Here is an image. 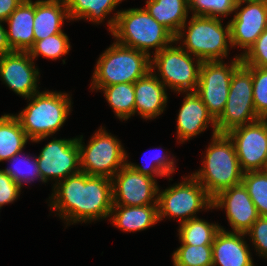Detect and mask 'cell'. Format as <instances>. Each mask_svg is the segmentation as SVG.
Wrapping results in <instances>:
<instances>
[{"label": "cell", "mask_w": 267, "mask_h": 266, "mask_svg": "<svg viewBox=\"0 0 267 266\" xmlns=\"http://www.w3.org/2000/svg\"><path fill=\"white\" fill-rule=\"evenodd\" d=\"M184 95L176 120L177 141L183 144L192 137H197L210 125L213 129L212 136L218 134L216 120L196 92H185Z\"/></svg>", "instance_id": "obj_18"}, {"label": "cell", "mask_w": 267, "mask_h": 266, "mask_svg": "<svg viewBox=\"0 0 267 266\" xmlns=\"http://www.w3.org/2000/svg\"><path fill=\"white\" fill-rule=\"evenodd\" d=\"M234 13L229 21L231 44L233 48L243 49L238 54L241 56L267 28V2L236 5Z\"/></svg>", "instance_id": "obj_16"}, {"label": "cell", "mask_w": 267, "mask_h": 266, "mask_svg": "<svg viewBox=\"0 0 267 266\" xmlns=\"http://www.w3.org/2000/svg\"><path fill=\"white\" fill-rule=\"evenodd\" d=\"M66 19L70 20L65 0H36L33 27L35 41L61 33Z\"/></svg>", "instance_id": "obj_22"}, {"label": "cell", "mask_w": 267, "mask_h": 266, "mask_svg": "<svg viewBox=\"0 0 267 266\" xmlns=\"http://www.w3.org/2000/svg\"><path fill=\"white\" fill-rule=\"evenodd\" d=\"M236 5L243 3H257V2H267V0H234Z\"/></svg>", "instance_id": "obj_41"}, {"label": "cell", "mask_w": 267, "mask_h": 266, "mask_svg": "<svg viewBox=\"0 0 267 266\" xmlns=\"http://www.w3.org/2000/svg\"><path fill=\"white\" fill-rule=\"evenodd\" d=\"M167 87L150 71L134 83L135 114L146 120L161 115L168 102Z\"/></svg>", "instance_id": "obj_20"}, {"label": "cell", "mask_w": 267, "mask_h": 266, "mask_svg": "<svg viewBox=\"0 0 267 266\" xmlns=\"http://www.w3.org/2000/svg\"><path fill=\"white\" fill-rule=\"evenodd\" d=\"M107 26L115 42L149 56L160 52L175 41V36L155 20L144 7L116 11L107 20ZM151 48H154L155 52L149 51Z\"/></svg>", "instance_id": "obj_2"}, {"label": "cell", "mask_w": 267, "mask_h": 266, "mask_svg": "<svg viewBox=\"0 0 267 266\" xmlns=\"http://www.w3.org/2000/svg\"><path fill=\"white\" fill-rule=\"evenodd\" d=\"M220 228L212 244V266H255L246 234Z\"/></svg>", "instance_id": "obj_19"}, {"label": "cell", "mask_w": 267, "mask_h": 266, "mask_svg": "<svg viewBox=\"0 0 267 266\" xmlns=\"http://www.w3.org/2000/svg\"><path fill=\"white\" fill-rule=\"evenodd\" d=\"M110 223L124 232H139L159 222L158 204L146 206L113 205Z\"/></svg>", "instance_id": "obj_23"}, {"label": "cell", "mask_w": 267, "mask_h": 266, "mask_svg": "<svg viewBox=\"0 0 267 266\" xmlns=\"http://www.w3.org/2000/svg\"><path fill=\"white\" fill-rule=\"evenodd\" d=\"M162 191L158 188V219H175L180 223L198 217L200 211L212 210V198L205 188L191 175L182 177ZM202 209V210H201ZM198 212V213H197Z\"/></svg>", "instance_id": "obj_9"}, {"label": "cell", "mask_w": 267, "mask_h": 266, "mask_svg": "<svg viewBox=\"0 0 267 266\" xmlns=\"http://www.w3.org/2000/svg\"><path fill=\"white\" fill-rule=\"evenodd\" d=\"M22 187L17 184L3 169H0V210L20 197Z\"/></svg>", "instance_id": "obj_38"}, {"label": "cell", "mask_w": 267, "mask_h": 266, "mask_svg": "<svg viewBox=\"0 0 267 266\" xmlns=\"http://www.w3.org/2000/svg\"><path fill=\"white\" fill-rule=\"evenodd\" d=\"M240 57L244 66H256L267 69V28Z\"/></svg>", "instance_id": "obj_36"}, {"label": "cell", "mask_w": 267, "mask_h": 266, "mask_svg": "<svg viewBox=\"0 0 267 266\" xmlns=\"http://www.w3.org/2000/svg\"><path fill=\"white\" fill-rule=\"evenodd\" d=\"M4 22L0 21V57L12 52L11 47L8 44L7 41V34H6V30L5 27L3 26Z\"/></svg>", "instance_id": "obj_40"}, {"label": "cell", "mask_w": 267, "mask_h": 266, "mask_svg": "<svg viewBox=\"0 0 267 266\" xmlns=\"http://www.w3.org/2000/svg\"><path fill=\"white\" fill-rule=\"evenodd\" d=\"M116 118L127 121L135 115L134 83H119L100 89Z\"/></svg>", "instance_id": "obj_27"}, {"label": "cell", "mask_w": 267, "mask_h": 266, "mask_svg": "<svg viewBox=\"0 0 267 266\" xmlns=\"http://www.w3.org/2000/svg\"><path fill=\"white\" fill-rule=\"evenodd\" d=\"M72 97L66 92L39 91L27 99V106L14 114L30 142L39 143L60 131L72 111Z\"/></svg>", "instance_id": "obj_3"}, {"label": "cell", "mask_w": 267, "mask_h": 266, "mask_svg": "<svg viewBox=\"0 0 267 266\" xmlns=\"http://www.w3.org/2000/svg\"><path fill=\"white\" fill-rule=\"evenodd\" d=\"M173 266H212V245L181 244L172 254Z\"/></svg>", "instance_id": "obj_32"}, {"label": "cell", "mask_w": 267, "mask_h": 266, "mask_svg": "<svg viewBox=\"0 0 267 266\" xmlns=\"http://www.w3.org/2000/svg\"><path fill=\"white\" fill-rule=\"evenodd\" d=\"M175 45L177 43L174 41L151 56V71L166 87L177 94L195 92L202 61L195 56L192 57L180 45Z\"/></svg>", "instance_id": "obj_7"}, {"label": "cell", "mask_w": 267, "mask_h": 266, "mask_svg": "<svg viewBox=\"0 0 267 266\" xmlns=\"http://www.w3.org/2000/svg\"><path fill=\"white\" fill-rule=\"evenodd\" d=\"M113 205L146 206L158 204L155 178L124 165L112 178Z\"/></svg>", "instance_id": "obj_14"}, {"label": "cell", "mask_w": 267, "mask_h": 266, "mask_svg": "<svg viewBox=\"0 0 267 266\" xmlns=\"http://www.w3.org/2000/svg\"><path fill=\"white\" fill-rule=\"evenodd\" d=\"M94 67L91 91L119 83H135L151 71V56L113 42L99 55Z\"/></svg>", "instance_id": "obj_6"}, {"label": "cell", "mask_w": 267, "mask_h": 266, "mask_svg": "<svg viewBox=\"0 0 267 266\" xmlns=\"http://www.w3.org/2000/svg\"><path fill=\"white\" fill-rule=\"evenodd\" d=\"M242 171H263L267 165V119L237 127L227 133Z\"/></svg>", "instance_id": "obj_13"}, {"label": "cell", "mask_w": 267, "mask_h": 266, "mask_svg": "<svg viewBox=\"0 0 267 266\" xmlns=\"http://www.w3.org/2000/svg\"><path fill=\"white\" fill-rule=\"evenodd\" d=\"M33 61L28 51H12L0 57L2 83L24 99L40 91V70Z\"/></svg>", "instance_id": "obj_15"}, {"label": "cell", "mask_w": 267, "mask_h": 266, "mask_svg": "<svg viewBox=\"0 0 267 266\" xmlns=\"http://www.w3.org/2000/svg\"><path fill=\"white\" fill-rule=\"evenodd\" d=\"M28 141L31 140L22 129L18 118L14 114L4 113L0 117V162L23 152Z\"/></svg>", "instance_id": "obj_25"}, {"label": "cell", "mask_w": 267, "mask_h": 266, "mask_svg": "<svg viewBox=\"0 0 267 266\" xmlns=\"http://www.w3.org/2000/svg\"><path fill=\"white\" fill-rule=\"evenodd\" d=\"M80 171L89 176L112 178L125 164L126 154L121 141L105 127H99L87 145L83 135L77 137Z\"/></svg>", "instance_id": "obj_8"}, {"label": "cell", "mask_w": 267, "mask_h": 266, "mask_svg": "<svg viewBox=\"0 0 267 266\" xmlns=\"http://www.w3.org/2000/svg\"><path fill=\"white\" fill-rule=\"evenodd\" d=\"M252 73L253 102L255 112L261 119H267V69L245 66Z\"/></svg>", "instance_id": "obj_35"}, {"label": "cell", "mask_w": 267, "mask_h": 266, "mask_svg": "<svg viewBox=\"0 0 267 266\" xmlns=\"http://www.w3.org/2000/svg\"><path fill=\"white\" fill-rule=\"evenodd\" d=\"M225 209L229 232L246 233L259 214L243 183L227 188L212 198V209Z\"/></svg>", "instance_id": "obj_17"}, {"label": "cell", "mask_w": 267, "mask_h": 266, "mask_svg": "<svg viewBox=\"0 0 267 266\" xmlns=\"http://www.w3.org/2000/svg\"><path fill=\"white\" fill-rule=\"evenodd\" d=\"M41 180L58 182L80 172L77 136L70 139L53 138L36 156Z\"/></svg>", "instance_id": "obj_12"}, {"label": "cell", "mask_w": 267, "mask_h": 266, "mask_svg": "<svg viewBox=\"0 0 267 266\" xmlns=\"http://www.w3.org/2000/svg\"><path fill=\"white\" fill-rule=\"evenodd\" d=\"M221 230L218 223H210L199 217L182 222L178 228L181 244L194 246L212 245L216 234Z\"/></svg>", "instance_id": "obj_28"}, {"label": "cell", "mask_w": 267, "mask_h": 266, "mask_svg": "<svg viewBox=\"0 0 267 266\" xmlns=\"http://www.w3.org/2000/svg\"><path fill=\"white\" fill-rule=\"evenodd\" d=\"M222 21L220 18L192 15L175 36V42L201 61L228 58L229 47L233 48L230 24L228 21L224 26Z\"/></svg>", "instance_id": "obj_5"}, {"label": "cell", "mask_w": 267, "mask_h": 266, "mask_svg": "<svg viewBox=\"0 0 267 266\" xmlns=\"http://www.w3.org/2000/svg\"><path fill=\"white\" fill-rule=\"evenodd\" d=\"M35 2L23 0L4 22L7 41L12 51H29L35 42L34 38Z\"/></svg>", "instance_id": "obj_21"}, {"label": "cell", "mask_w": 267, "mask_h": 266, "mask_svg": "<svg viewBox=\"0 0 267 266\" xmlns=\"http://www.w3.org/2000/svg\"><path fill=\"white\" fill-rule=\"evenodd\" d=\"M245 234L250 237L258 256L267 259V216H259Z\"/></svg>", "instance_id": "obj_37"}, {"label": "cell", "mask_w": 267, "mask_h": 266, "mask_svg": "<svg viewBox=\"0 0 267 266\" xmlns=\"http://www.w3.org/2000/svg\"><path fill=\"white\" fill-rule=\"evenodd\" d=\"M242 183L256 206L259 216H267V172L265 170L245 172Z\"/></svg>", "instance_id": "obj_33"}, {"label": "cell", "mask_w": 267, "mask_h": 266, "mask_svg": "<svg viewBox=\"0 0 267 266\" xmlns=\"http://www.w3.org/2000/svg\"><path fill=\"white\" fill-rule=\"evenodd\" d=\"M157 153L152 154V157L150 159V163L146 165H139L135 164L132 162H128V154H126V165H128L131 169L144 174L148 175L152 178H161V177H168L169 180H172L170 175L172 176L173 173H175L176 170V161H175V156L169 153L167 154L166 152L159 153L158 150L155 149ZM163 151V150H161ZM145 154H143L144 156ZM150 158V157H149ZM145 163V162H143Z\"/></svg>", "instance_id": "obj_31"}, {"label": "cell", "mask_w": 267, "mask_h": 266, "mask_svg": "<svg viewBox=\"0 0 267 266\" xmlns=\"http://www.w3.org/2000/svg\"><path fill=\"white\" fill-rule=\"evenodd\" d=\"M242 64L239 55L228 61H202L195 90L209 113L217 120L224 111L234 71Z\"/></svg>", "instance_id": "obj_11"}, {"label": "cell", "mask_w": 267, "mask_h": 266, "mask_svg": "<svg viewBox=\"0 0 267 266\" xmlns=\"http://www.w3.org/2000/svg\"><path fill=\"white\" fill-rule=\"evenodd\" d=\"M70 21L88 20L94 24L104 22L123 0H65Z\"/></svg>", "instance_id": "obj_26"}, {"label": "cell", "mask_w": 267, "mask_h": 266, "mask_svg": "<svg viewBox=\"0 0 267 266\" xmlns=\"http://www.w3.org/2000/svg\"><path fill=\"white\" fill-rule=\"evenodd\" d=\"M23 0H0V21L5 22Z\"/></svg>", "instance_id": "obj_39"}, {"label": "cell", "mask_w": 267, "mask_h": 266, "mask_svg": "<svg viewBox=\"0 0 267 266\" xmlns=\"http://www.w3.org/2000/svg\"><path fill=\"white\" fill-rule=\"evenodd\" d=\"M258 119L253 102L252 73L241 64L232 75L226 106L216 120L217 133L227 134Z\"/></svg>", "instance_id": "obj_10"}, {"label": "cell", "mask_w": 267, "mask_h": 266, "mask_svg": "<svg viewBox=\"0 0 267 266\" xmlns=\"http://www.w3.org/2000/svg\"><path fill=\"white\" fill-rule=\"evenodd\" d=\"M48 201L66 227L108 219L113 207L112 180L80 171L54 185Z\"/></svg>", "instance_id": "obj_1"}, {"label": "cell", "mask_w": 267, "mask_h": 266, "mask_svg": "<svg viewBox=\"0 0 267 266\" xmlns=\"http://www.w3.org/2000/svg\"><path fill=\"white\" fill-rule=\"evenodd\" d=\"M6 161L11 165L3 170L22 188L23 184L34 183L36 180L42 182L35 155L20 152Z\"/></svg>", "instance_id": "obj_29"}, {"label": "cell", "mask_w": 267, "mask_h": 266, "mask_svg": "<svg viewBox=\"0 0 267 266\" xmlns=\"http://www.w3.org/2000/svg\"><path fill=\"white\" fill-rule=\"evenodd\" d=\"M70 45L69 37L62 31L61 33L35 41L28 53L34 61L40 56L53 61L67 55L71 49Z\"/></svg>", "instance_id": "obj_30"}, {"label": "cell", "mask_w": 267, "mask_h": 266, "mask_svg": "<svg viewBox=\"0 0 267 266\" xmlns=\"http://www.w3.org/2000/svg\"><path fill=\"white\" fill-rule=\"evenodd\" d=\"M205 149L202 167L192 175L213 198L219 192L242 183L244 172L240 167L236 150L227 134L211 136Z\"/></svg>", "instance_id": "obj_4"}, {"label": "cell", "mask_w": 267, "mask_h": 266, "mask_svg": "<svg viewBox=\"0 0 267 266\" xmlns=\"http://www.w3.org/2000/svg\"><path fill=\"white\" fill-rule=\"evenodd\" d=\"M145 4L147 12L174 36L188 21V0H147Z\"/></svg>", "instance_id": "obj_24"}, {"label": "cell", "mask_w": 267, "mask_h": 266, "mask_svg": "<svg viewBox=\"0 0 267 266\" xmlns=\"http://www.w3.org/2000/svg\"><path fill=\"white\" fill-rule=\"evenodd\" d=\"M234 0H190L189 12L191 15L220 18L229 16L235 11Z\"/></svg>", "instance_id": "obj_34"}]
</instances>
